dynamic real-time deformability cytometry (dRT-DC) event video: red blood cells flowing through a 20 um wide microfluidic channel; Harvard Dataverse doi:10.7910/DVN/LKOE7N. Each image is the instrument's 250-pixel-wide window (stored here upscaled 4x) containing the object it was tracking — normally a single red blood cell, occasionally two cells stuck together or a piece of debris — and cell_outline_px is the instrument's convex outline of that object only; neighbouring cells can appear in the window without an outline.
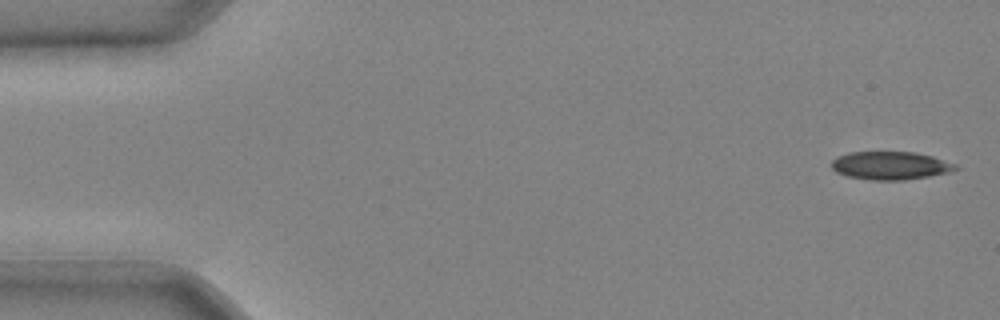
{"species": "common noctule bat (a hibernating species)", "species_latin": "Nyctalus noctula", "temperature_condition": "cold", "stored_images_in_passage": 42, "camera_frame_rate_fps": 3000, "um_per_image_px": 0.085, "animal": {"sex": "male", "body_mass_g": 20.4}, "frame": {"image": 1, "passage_image": 1, "time_ms": 0.0, "image_size_px": [1000, 320], "cell_outline_px": [[960, 168], [948, 172], [928, 176], [904, 180], [872, 180], [848, 176], [836, 172], [832, 168], [832, 160], [836, 156], [848, 152], [916, 152], [932, 156], [956, 164]], "centroid_in_image_um": [75.67, 14.06], "position_along_channel_um": 9.3, "area_um2": 20.29}}
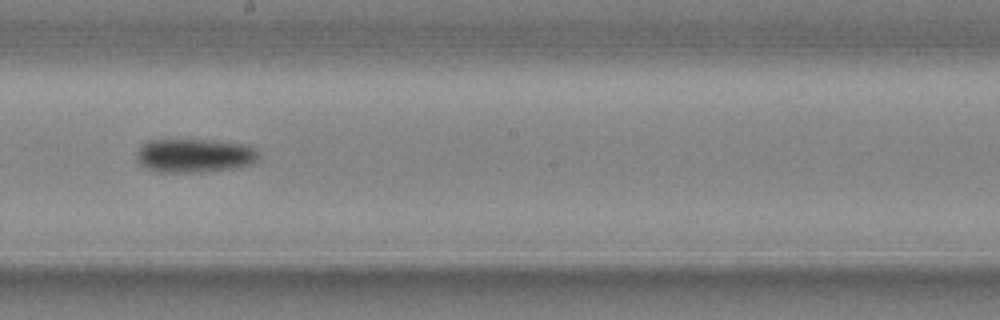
{"frame": {"image": 2, "passage_image": 24, "time_ms": 7.667, "image_size_px": [1000, 320], "cell_outline_px": [[260, 160], [252, 164], [232, 168], [204, 172], [156, 172], [144, 168], [140, 164], [136, 156], [136, 152], [148, 140], [216, 140], [248, 144], [256, 148], [260, 156]], "centroid_in_image_um": [16.58, 13.22], "position_along_channel_um": 231.6, "area_um2": 24.45}}
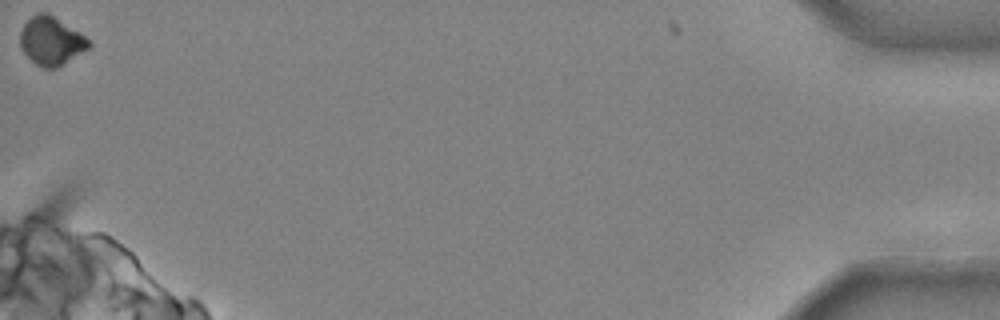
{"frame": {"image": 3, "passage_image": 42, "time_ms": 13.667, "image_size_px": [1000, 320], "cell_outline_px": [[92, 44], [88, 48], [56, 68], [44, 68], [36, 64], [24, 52], [20, 44], [20, 32], [24, 24], [32, 16], [40, 12], [48, 12], [80, 32]], "centroid_in_image_um": [4.34, 3.46], "position_along_channel_um": 430.9, "area_um2": 19.02}}